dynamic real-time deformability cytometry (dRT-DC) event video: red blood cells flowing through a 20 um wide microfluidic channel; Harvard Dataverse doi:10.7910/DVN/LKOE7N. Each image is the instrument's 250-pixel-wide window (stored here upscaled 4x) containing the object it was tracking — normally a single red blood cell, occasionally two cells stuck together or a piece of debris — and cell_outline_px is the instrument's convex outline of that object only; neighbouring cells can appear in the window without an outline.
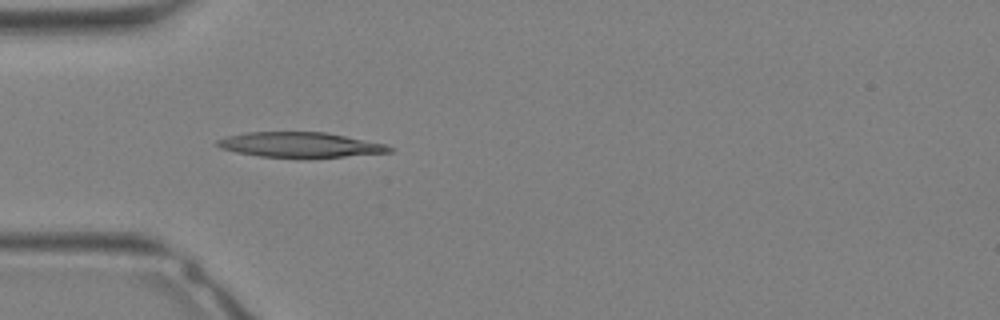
{"species": "Egyptian fruit bat (a non-hibernating species)", "species_latin": "Rousettus aegyptiacus", "temperature_condition": "warm", "stored_images_in_passage": 7, "camera_frame_rate_fps": 3000, "um_per_image_px": 0.085, "animal": {"sex": "female"}, "frame": {"image": 1, "passage_image": 1, "time_ms": 0.0, "image_size_px": [1000, 320], "cell_outline_px": [[396, 148], [392, 152], [344, 156], [260, 156], [236, 152], [220, 148], [216, 144], [216, 140], [228, 136], [244, 132], [324, 132], [388, 144]], "centroid_in_image_um": [25.53, 12.28], "position_along_channel_um": 59.5, "area_um2": 24.68}}
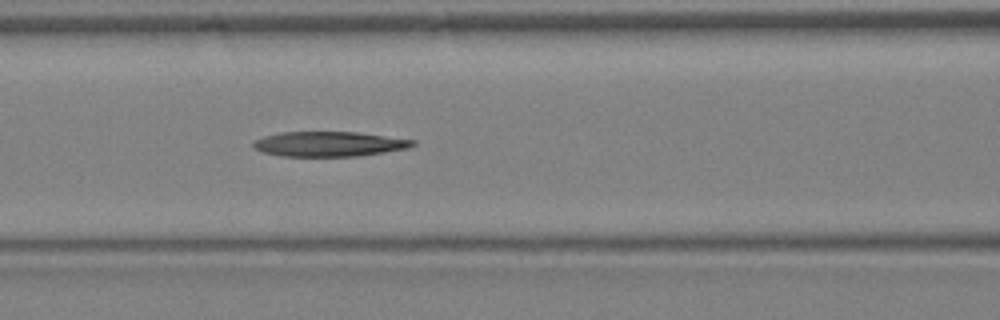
{"frame": {"image": 2, "passage_image": 5, "time_ms": 1.333, "image_size_px": [1000, 320], "cell_outline_px": [[416, 144], [408, 148], [384, 152], [356, 156], [280, 156], [264, 152], [252, 148], [252, 140], [264, 136], [280, 132], [360, 132], [416, 140]], "centroid_in_image_um": [27.95, 12.23], "position_along_channel_um": 138.6, "area_um2": 23.29}}
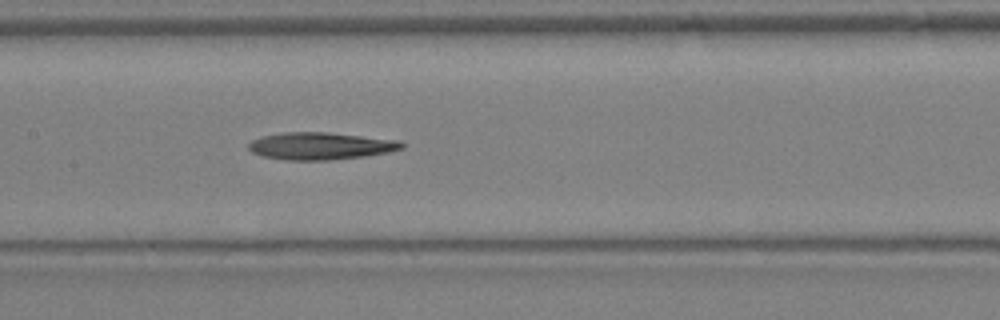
{"frame": {"image": 3, "passage_image": 7, "time_ms": 2.0, "image_size_px": [1000, 320], "cell_outline_px": [[404, 148], [388, 152], [364, 156], [328, 160], [288, 160], [264, 156], [252, 152], [248, 148], [248, 144], [252, 140], [264, 136], [284, 132], [328, 132], [400, 140], [404, 144]], "centroid_in_image_um": [27.27, 12.4], "position_along_channel_um": 180.1, "area_um2": 24.22}}